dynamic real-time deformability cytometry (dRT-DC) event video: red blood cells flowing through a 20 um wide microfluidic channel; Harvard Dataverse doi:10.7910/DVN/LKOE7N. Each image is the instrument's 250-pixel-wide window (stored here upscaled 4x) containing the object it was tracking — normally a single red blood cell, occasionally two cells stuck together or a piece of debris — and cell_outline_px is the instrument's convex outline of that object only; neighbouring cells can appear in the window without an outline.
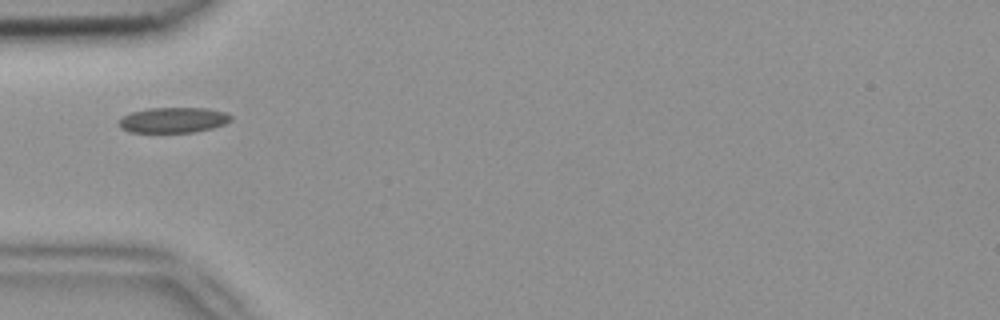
{"species": "common noctule bat (a hibernating species)", "species_latin": "Nyctalus noctula", "temperature_condition": "room temperature", "stored_images_in_passage": 34, "camera_frame_rate_fps": 3000, "um_per_image_px": 0.085, "animal": {"sex": "female", "body_mass_g": 18.4}, "frame": {"image": 1, "passage_image": 1, "time_ms": 0.0, "image_size_px": [1000, 320], "cell_outline_px": [[232, 120], [224, 124], [212, 128], [196, 132], [128, 132], [120, 128], [120, 120], [124, 116], [132, 112], [148, 108], [208, 108], [224, 112], [232, 116]], "centroid_in_image_um": [14.75, 10.2], "position_along_channel_um": 70.2, "area_um2": 16.53}}
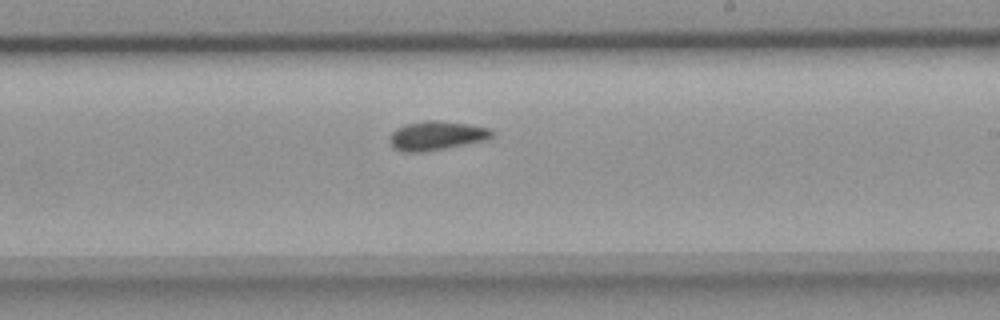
{"frame": {"image": 2, "passage_image": 15, "time_ms": 4.667, "image_size_px": [1000, 320], "cell_outline_px": [[492, 136], [484, 140], [424, 152], [404, 152], [392, 148], [388, 140], [392, 132], [396, 128], [404, 124], [424, 120], [440, 120], [468, 124], [492, 128]], "centroid_in_image_um": [37.04, 11.52], "position_along_channel_um": 252.0, "area_um2": 17.4}}
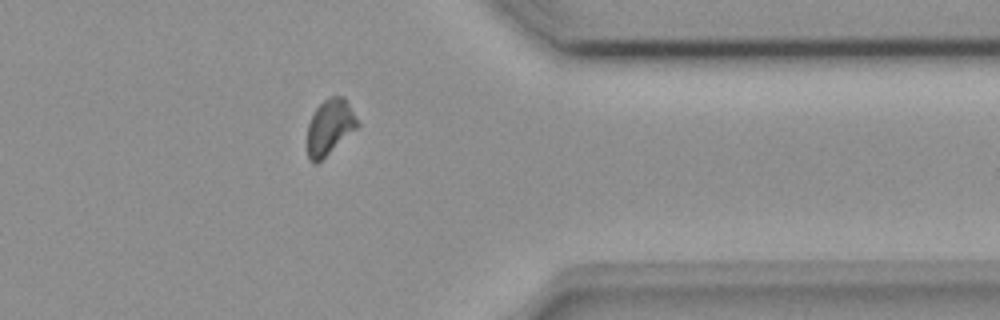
{"frame": {"image": 3, "passage_image": 26, "time_ms": 8.333, "image_size_px": [1000, 320], "cell_outline_px": [[360, 124], [356, 128], [316, 164], [312, 164], [308, 160], [308, 124], [316, 108], [324, 100], [332, 96], [344, 96]], "centroid_in_image_um": [28.02, 10.79], "position_along_channel_um": 383.4, "area_um2": 15.84}, "authors_computed_cell_mechanics": {"area_um2": 16.5597, "velocity_mm_per_s": 3.9023, "shape_relaxation_time_tau1_ms": null, "shape_relaxation_time_tau2_ms": 3.8198, "deformation_change_tau1": null, "deformation_change_tau2": 0.0606}}